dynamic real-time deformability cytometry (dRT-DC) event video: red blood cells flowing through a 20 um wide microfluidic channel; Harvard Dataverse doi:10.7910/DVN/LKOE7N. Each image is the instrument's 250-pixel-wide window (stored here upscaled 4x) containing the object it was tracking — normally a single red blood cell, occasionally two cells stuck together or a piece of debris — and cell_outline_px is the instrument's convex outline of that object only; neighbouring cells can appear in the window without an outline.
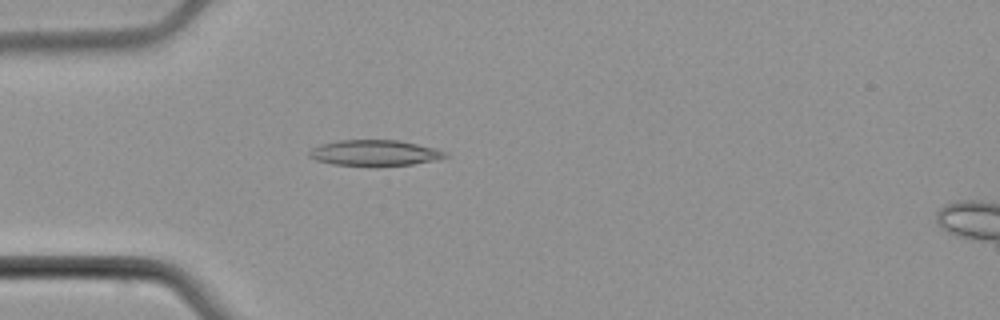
{"species": "common noctule bat (a hibernating species)", "species_latin": "Nyctalus noctula", "temperature_condition": "cold", "stored_images_in_passage": 6, "camera_frame_rate_fps": 3000, "um_per_image_px": 0.085, "animal": {"sex": "male", "body_mass_g": 21.5, "forearm_length_mm": 52.0}, "frame": {"image": 1, "passage_image": 5, "time_ms": 4.667, "image_size_px": [1000, 320], "cell_outline_px": [[448, 156], [432, 160], [412, 164], [376, 168], [372, 168], [332, 164], [316, 160], [308, 156], [308, 152], [312, 148], [320, 144], [336, 140], [396, 140], [436, 148], [444, 152]], "centroid_in_image_um": [31.77, 13.02], "position_along_channel_um": 53.2, "area_um2": 20.92}}